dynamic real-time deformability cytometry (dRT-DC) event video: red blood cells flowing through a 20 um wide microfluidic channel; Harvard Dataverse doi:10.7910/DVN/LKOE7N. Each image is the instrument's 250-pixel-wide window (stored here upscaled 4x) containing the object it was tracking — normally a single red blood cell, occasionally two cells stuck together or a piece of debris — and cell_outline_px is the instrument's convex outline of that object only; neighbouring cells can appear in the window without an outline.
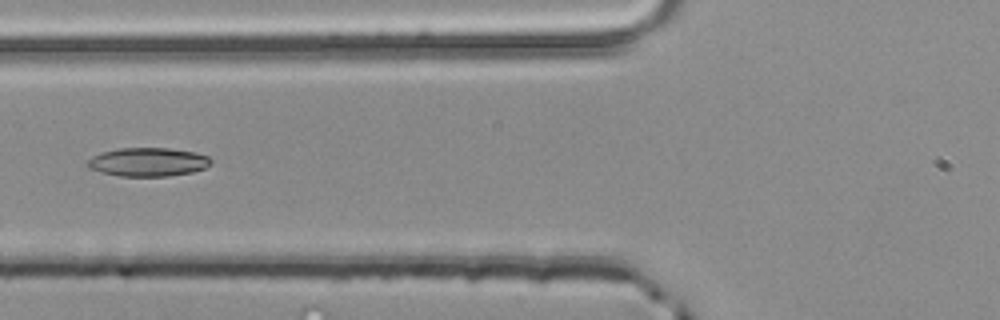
{"species": "common noctule bat (a hibernating species)", "species_latin": "Nyctalus noctula", "temperature_condition": "room temperature", "stored_images_in_passage": 40, "camera_frame_rate_fps": 3000, "um_per_image_px": 0.085, "animal": {"sex": "male", "body_mass_g": 20.4}, "frame": {"image": 1, "passage_image": 9, "time_ms": 2.667, "image_size_px": [1000, 320], "cell_outline_px": [[212, 164], [204, 168], [192, 172], [168, 176], [120, 176], [88, 168], [88, 160], [92, 156], [104, 152], [120, 148], [168, 148], [196, 152], [208, 156], [212, 160]], "centroid_in_image_um": [12.63, 13.77], "position_along_channel_um": 113.2, "area_um2": 20.46}}
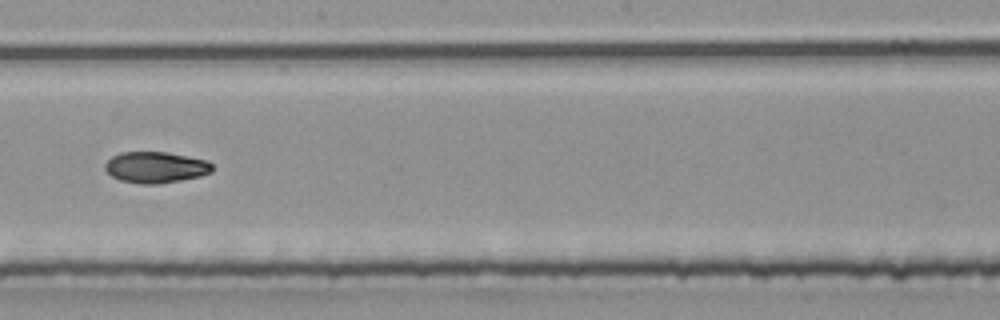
{"frame": {"image": 2, "passage_image": 18, "time_ms": 5.667, "image_size_px": [1000, 320], "cell_outline_px": [[212, 172], [200, 176], [180, 180], [156, 184], [140, 184], [120, 180], [112, 176], [104, 168], [104, 164], [112, 156], [120, 152], [168, 152], [208, 160], [212, 164]], "centroid_in_image_um": [13.23, 14.21], "position_along_channel_um": 235.0, "area_um2": 19.54}}
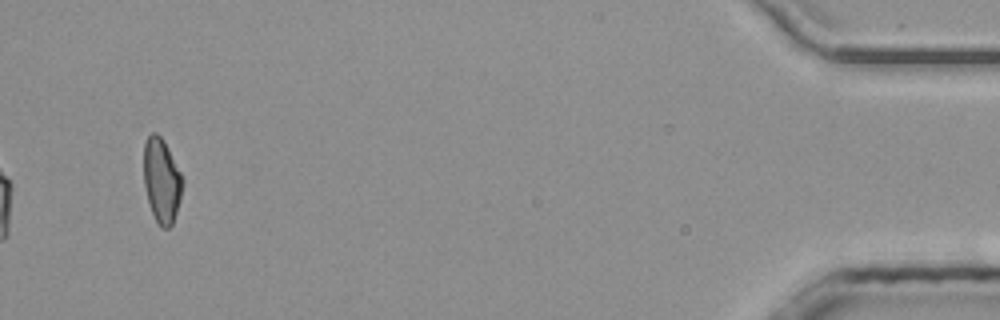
{"frame": {"image": 3, "passage_image": 38, "time_ms": 12.333, "image_size_px": [1000, 320], "cell_outline_px": [[184, 180], [180, 200], [172, 224], [168, 228], [160, 228], [152, 212], [148, 200], [144, 184], [144, 144], [148, 136], [152, 132], [156, 132], [164, 140]], "centroid_in_image_um": [13.74, 15.33], "position_along_channel_um": 421.5, "area_um2": 18.96}, "authors_computed_cell_mechanics": {"area_um2": 19.5364, "velocity_mm_per_s": 4.0636, "shape_relaxation_time_tau1_ms": 9.3791, "shape_relaxation_time_tau2_ms": 9.7426, "deformation_change_tau1": 0.21, "deformation_change_tau2": 0.1358}}